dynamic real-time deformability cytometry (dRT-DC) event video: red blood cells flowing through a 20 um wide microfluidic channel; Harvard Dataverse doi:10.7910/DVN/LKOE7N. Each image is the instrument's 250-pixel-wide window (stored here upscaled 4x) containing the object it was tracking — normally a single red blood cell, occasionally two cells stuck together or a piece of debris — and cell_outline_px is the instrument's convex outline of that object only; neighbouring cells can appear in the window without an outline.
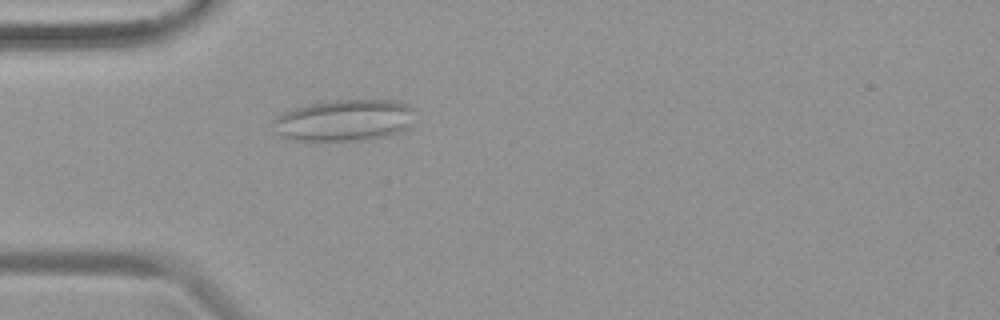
{"species": "common noctule bat (a hibernating species)", "species_latin": "Nyctalus noctula", "temperature_condition": "warm", "stored_images_in_passage": 47, "camera_frame_rate_fps": 3000, "um_per_image_px": 0.085, "animal": {"sex": "female", "body_mass_g": 19.9}, "frame": {"image": 1, "passage_image": 14, "time_ms": 4.333, "image_size_px": [1000, 320], "cell_outline_px": [[416, 108], [408, 128], [388, 136], [364, 140], [296, 140], [280, 136], [276, 132], [272, 120], [276, 116], [292, 108], [332, 100], [392, 100], [408, 104]], "centroid_in_image_um": [29.28, 10.22], "position_along_channel_um": 55.7, "area_um2": 34.39}}
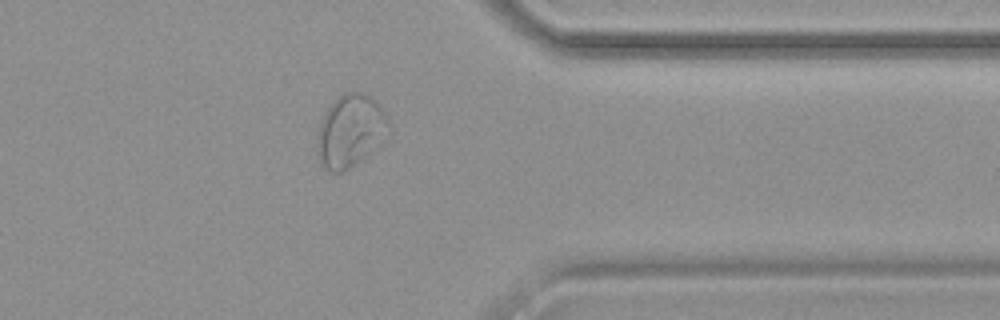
{"frame": {"image": 2, "passage_image": 38, "time_ms": 12.333, "image_size_px": [1000, 320], "cell_outline_px": [[388, 124], [368, 152], [364, 156], [348, 168], [340, 172], [332, 172], [324, 168], [320, 164], [316, 152], [316, 148], [320, 124], [332, 100], [344, 92], [364, 92], [376, 100], [388, 116]], "centroid_in_image_um": [29.69, 11.07], "position_along_channel_um": 381.7, "area_um2": 29.13}}
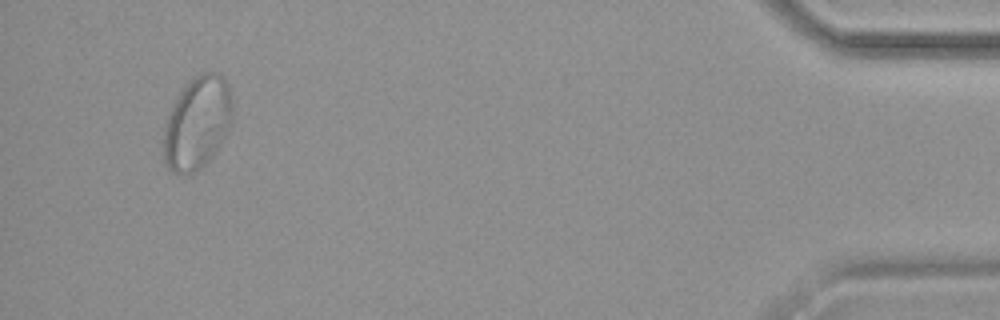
{"frame": {"image": 3, "passage_image": 45, "time_ms": 14.667, "image_size_px": [1000, 320], "cell_outline_px": [[232, 116], [228, 128], [216, 152], [196, 172], [184, 176], [176, 176], [168, 168], [164, 160], [160, 144], [164, 128], [172, 104], [184, 84], [200, 72], [216, 72], [228, 84], [232, 100]], "centroid_in_image_um": [16.71, 10.49], "position_along_channel_um": 418.5, "area_um2": 37.86}}